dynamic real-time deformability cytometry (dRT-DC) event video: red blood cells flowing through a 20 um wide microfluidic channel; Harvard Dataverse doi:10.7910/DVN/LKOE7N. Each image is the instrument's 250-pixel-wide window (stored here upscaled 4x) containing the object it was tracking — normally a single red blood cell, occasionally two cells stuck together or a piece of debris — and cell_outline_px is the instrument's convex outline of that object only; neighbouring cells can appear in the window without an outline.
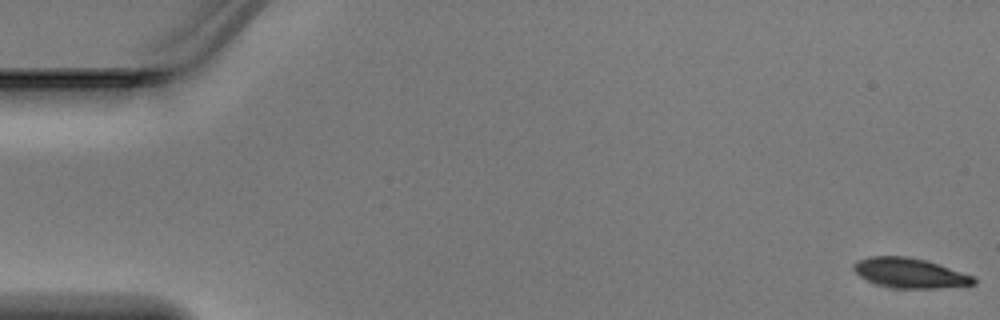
{"species": "Egyptian fruit bat (a non-hibernating species)", "species_latin": "Rousettus aegyptiacus", "temperature_condition": "warm", "stored_images_in_passage": 6, "camera_frame_rate_fps": 3000, "um_per_image_px": 0.085, "animal": {"sex": "male"}, "frame": {"image": 1, "passage_image": 1, "time_ms": 0.0, "image_size_px": [1000, 320], "cell_outline_px": [[976, 284], [936, 288], [892, 288], [876, 284], [860, 276], [852, 268], [852, 264], [856, 260], [868, 256], [908, 256], [924, 260], [972, 276], [976, 280]], "centroid_in_image_um": [77.25, 23.2], "position_along_channel_um": 7.7, "area_um2": 20.63}}
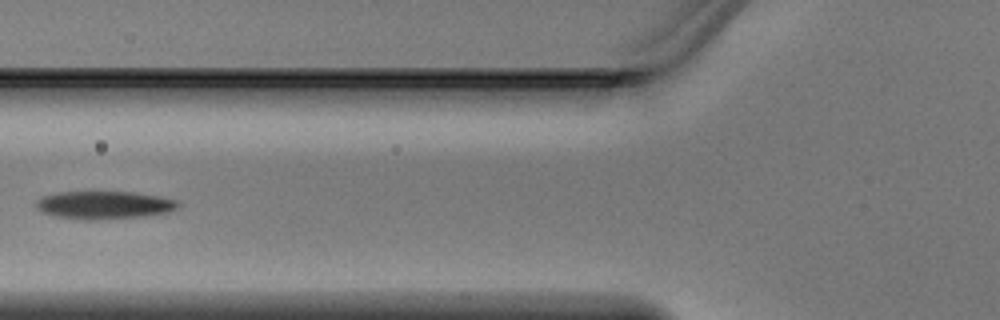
{"frame": {"image": 2, "passage_image": 5, "time_ms": 1.333, "image_size_px": [1000, 320], "cell_outline_px": [[180, 208], [168, 212], [144, 216], [100, 220], [88, 220], [52, 216], [36, 208], [36, 200], [40, 196], [56, 192], [132, 192], [160, 196], [176, 200], [180, 204]], "centroid_in_image_um": [8.84, 17.43], "position_along_channel_um": 117.0, "area_um2": 23.35}}
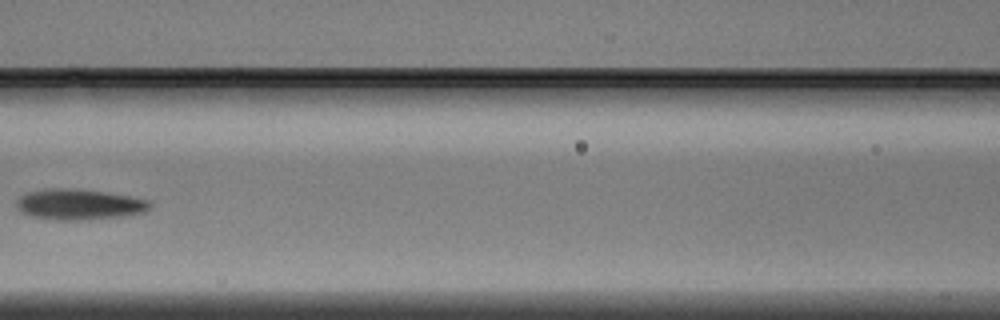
{"frame": {"image": 3, "passage_image": 6, "time_ms": 1.667, "image_size_px": [1000, 320], "cell_outline_px": [[152, 208], [144, 212], [120, 216], [84, 220], [48, 220], [28, 216], [20, 212], [16, 208], [16, 200], [20, 196], [28, 192], [48, 188], [68, 188], [108, 192], [152, 200]], "centroid_in_image_um": [6.7, 17.38], "position_along_channel_um": 159.9, "area_um2": 24.33}}